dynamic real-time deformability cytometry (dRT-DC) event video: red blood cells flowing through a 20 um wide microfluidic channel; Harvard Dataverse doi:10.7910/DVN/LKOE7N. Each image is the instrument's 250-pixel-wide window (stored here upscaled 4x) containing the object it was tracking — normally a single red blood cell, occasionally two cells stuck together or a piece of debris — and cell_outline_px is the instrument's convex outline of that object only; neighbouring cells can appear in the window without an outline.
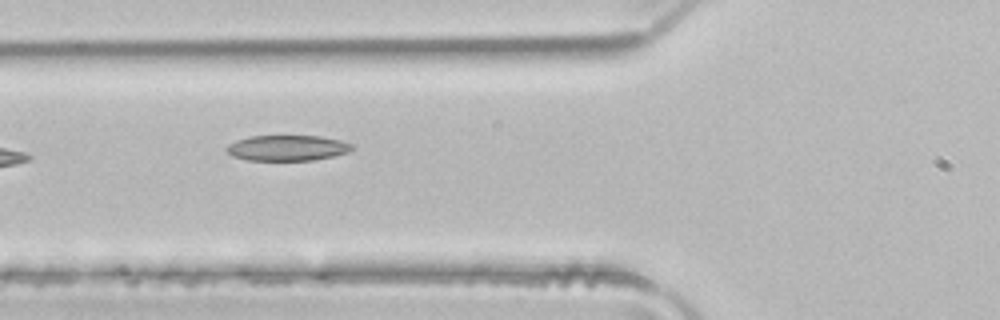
{"species": "common noctule bat (a hibernating species)", "species_latin": "Nyctalus noctula", "temperature_condition": "room temperature", "stored_images_in_passage": 7, "camera_frame_rate_fps": 3000, "um_per_image_px": 0.085, "animal": {"sex": "male", "body_mass_g": 21.5, "forearm_length_mm": 52.0}, "frame": {"image": 1, "passage_image": 5, "time_ms": 1.333, "image_size_px": [1000, 320], "cell_outline_px": [[356, 148], [348, 152], [332, 156], [312, 160], [248, 160], [232, 156], [224, 148], [228, 144], [236, 140], [248, 136], [320, 136], [340, 140], [356, 144]], "centroid_in_image_um": [24.44, 12.57], "position_along_channel_um": 101.4, "area_um2": 18.84}}
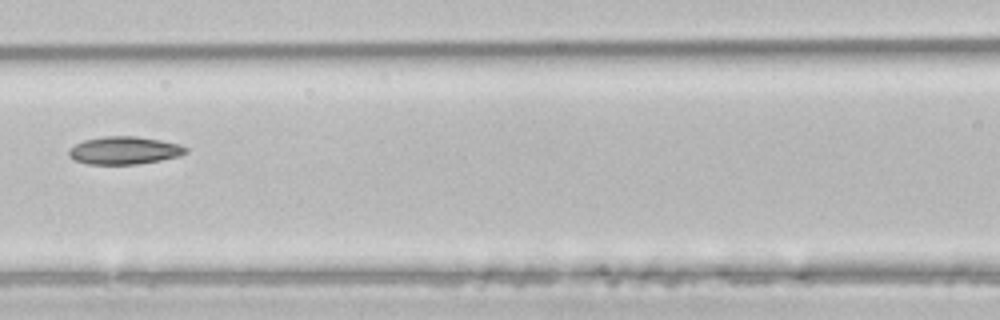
{"frame": {"image": 2, "passage_image": 6, "time_ms": 1.667, "image_size_px": [1000, 320], "cell_outline_px": [[188, 152], [180, 156], [160, 160], [136, 164], [88, 164], [76, 160], [68, 156], [68, 148], [84, 140], [104, 136], [136, 136], [160, 140], [180, 144], [188, 148]], "centroid_in_image_um": [10.57, 12.78], "position_along_channel_um": 156.0, "area_um2": 18.96}}
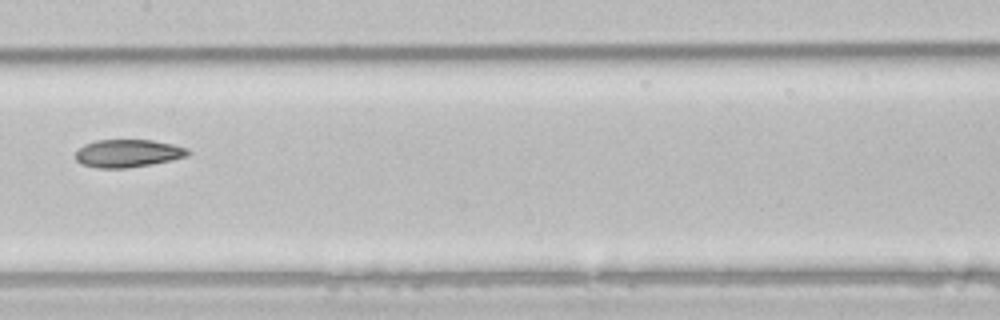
{"frame": {"image": 3, "passage_image": 7, "time_ms": 2.0, "image_size_px": [1000, 320], "cell_outline_px": [[192, 152], [188, 156], [172, 160], [152, 164], [124, 168], [96, 168], [80, 164], [76, 160], [76, 152], [84, 144], [96, 140], [152, 140], [172, 144], [188, 148]], "centroid_in_image_um": [10.89, 13.03], "position_along_channel_um": 196.5, "area_um2": 18.32}}